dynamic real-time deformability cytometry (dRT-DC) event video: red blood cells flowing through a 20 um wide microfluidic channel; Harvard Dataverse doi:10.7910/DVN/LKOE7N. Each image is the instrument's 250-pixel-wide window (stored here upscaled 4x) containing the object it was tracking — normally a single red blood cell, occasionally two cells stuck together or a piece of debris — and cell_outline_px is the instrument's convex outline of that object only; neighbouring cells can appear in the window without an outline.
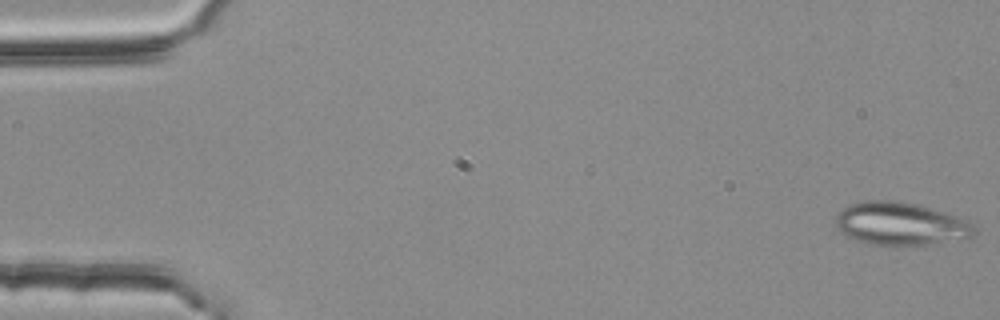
{"species": "common noctule bat (a hibernating species)", "species_latin": "Nyctalus noctula", "temperature_condition": "room temperature", "stored_images_in_passage": 4, "camera_frame_rate_fps": 3000, "um_per_image_px": 0.085, "animal": {"sex": "female", "body_mass_g": 25.1}, "frame": {"image": 1, "passage_image": 4, "time_ms": 1.0, "image_size_px": [1000, 320], "cell_outline_px": [[976, 232], [972, 236], [924, 244], [868, 244], [856, 240], [848, 236], [836, 228], [836, 216], [848, 204], [864, 200], [896, 200], [916, 204], [956, 216], [968, 220], [976, 228]], "centroid_in_image_um": [76.5, 18.99], "position_along_channel_um": 8.5, "area_um2": 34.04}}